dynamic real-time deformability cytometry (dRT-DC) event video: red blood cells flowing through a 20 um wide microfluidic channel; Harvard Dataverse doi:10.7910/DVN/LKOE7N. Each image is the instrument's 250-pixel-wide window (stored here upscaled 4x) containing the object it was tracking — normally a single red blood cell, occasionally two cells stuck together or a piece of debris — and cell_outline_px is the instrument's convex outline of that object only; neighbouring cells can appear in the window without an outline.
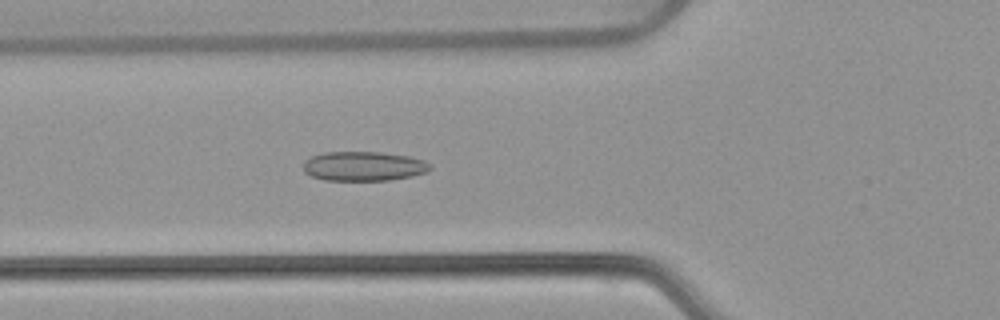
{"species": "common noctule bat (a hibernating species)", "species_latin": "Nyctalus noctula", "temperature_condition": "warm", "stored_images_in_passage": 53, "camera_frame_rate_fps": 3000, "um_per_image_px": 0.085, "animal": {"sex": "female", "body_mass_g": 22.7, "forearm_length_mm": 54.2}, "frame": {"image": 1, "passage_image": 20, "time_ms": 6.333, "image_size_px": [1000, 320], "cell_outline_px": [[432, 168], [428, 172], [412, 176], [388, 180], [324, 180], [312, 176], [304, 172], [304, 160], [312, 156], [324, 152], [380, 152], [408, 156], [424, 160], [432, 164]], "centroid_in_image_um": [30.94, 14.12], "position_along_channel_um": 94.9, "area_um2": 21.85}}
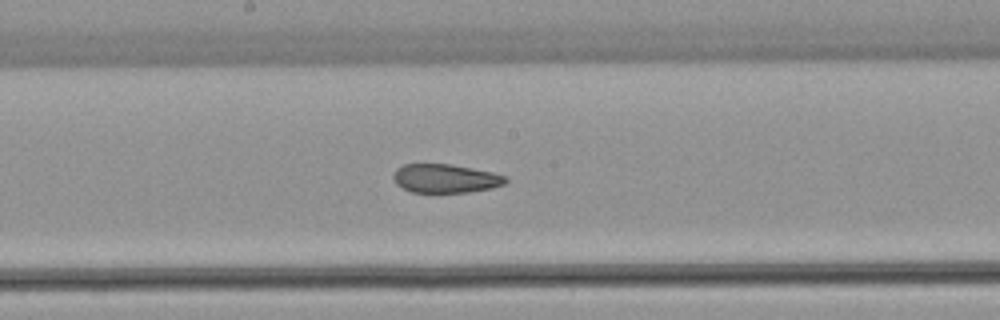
{"frame": {"image": 2, "passage_image": 29, "time_ms": 9.333, "image_size_px": [1000, 320], "cell_outline_px": [[508, 180], [504, 184], [492, 188], [468, 192], [412, 192], [396, 184], [392, 176], [396, 168], [404, 164], [452, 164], [492, 172], [504, 176]], "centroid_in_image_um": [37.84, 15.16], "position_along_channel_um": 210.4, "area_um2": 18.73}}
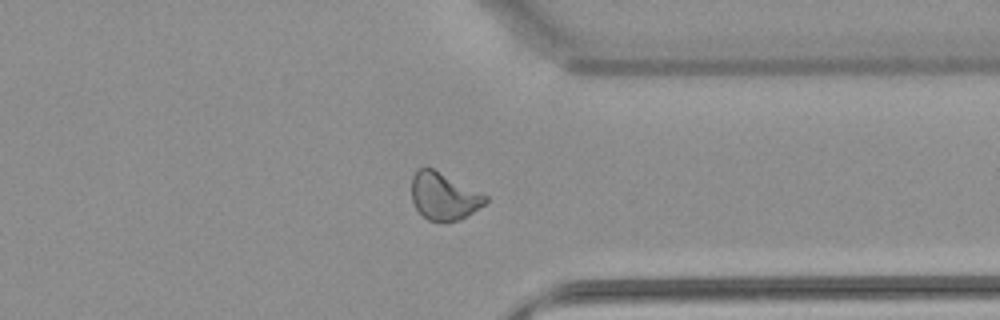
{"frame": {"image": 3, "passage_image": 42, "time_ms": 13.667, "image_size_px": [1000, 320], "cell_outline_px": [[488, 200], [484, 204], [460, 220], [444, 224], [428, 220], [416, 208], [412, 200], [412, 176], [420, 168], [432, 168], [488, 196]], "centroid_in_image_um": [37.72, 16.72], "position_along_channel_um": 373.7, "area_um2": 20.23}}